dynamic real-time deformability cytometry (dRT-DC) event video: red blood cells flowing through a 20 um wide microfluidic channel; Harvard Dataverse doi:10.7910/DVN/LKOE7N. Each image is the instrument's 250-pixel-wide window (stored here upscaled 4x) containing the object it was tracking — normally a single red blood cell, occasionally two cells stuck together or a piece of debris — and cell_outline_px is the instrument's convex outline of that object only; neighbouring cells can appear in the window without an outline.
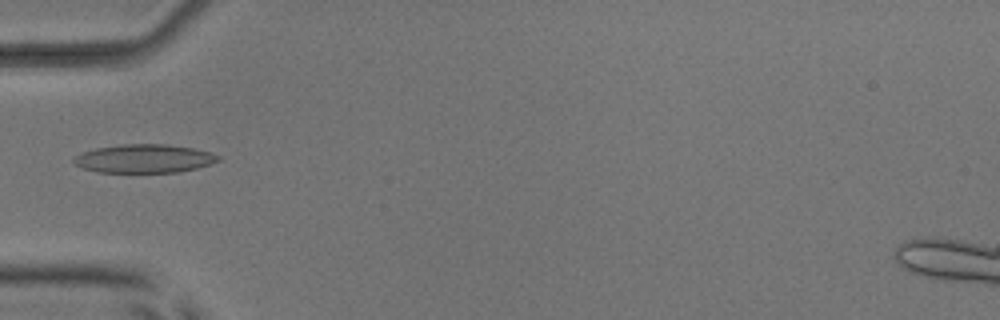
{"species": "common noctule bat (a hibernating species)", "species_latin": "Nyctalus noctula", "temperature_condition": "room temperature", "stored_images_in_passage": 6, "camera_frame_rate_fps": 3000, "um_per_image_px": 0.085, "animal": {"sex": "male", "body_mass_g": 17.9, "forearm_length_mm": 54.2}, "frame": {"image": 1, "passage_image": 6, "time_ms": 5.667, "image_size_px": [1000, 320], "cell_outline_px": [[220, 160], [196, 168], [180, 172], [96, 172], [84, 168], [76, 164], [72, 160], [80, 152], [96, 148], [120, 144], [168, 144], [192, 148], [212, 152], [220, 156]], "centroid_in_image_um": [12.25, 13.47], "position_along_channel_um": 72.7, "area_um2": 23.99}}